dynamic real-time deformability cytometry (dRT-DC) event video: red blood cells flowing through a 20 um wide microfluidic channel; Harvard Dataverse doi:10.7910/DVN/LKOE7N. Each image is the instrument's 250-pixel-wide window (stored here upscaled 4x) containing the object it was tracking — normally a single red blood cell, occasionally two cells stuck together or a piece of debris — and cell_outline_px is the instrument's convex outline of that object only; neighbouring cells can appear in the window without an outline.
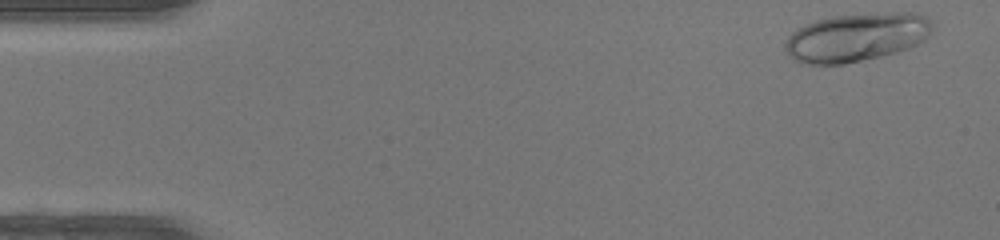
{"species": "human", "species_latin": "Homo sapiens", "temperature_condition": "warm", "stored_images_in_passage": 42, "camera_frame_rate_fps": 3000, "um_per_image_px": 0.085, "donor": {"sex": "female"}, "frame": {"image": 1, "passage_image": 1, "time_ms": 0.0, "image_size_px": [1000, 240], "cell_outline_px": [[932, 24], [928, 36], [924, 40], [908, 48], [896, 52], [880, 56], [844, 64], [804, 64], [796, 60], [784, 48], [784, 44], [788, 36], [792, 32], [804, 24], [816, 20], [832, 16], [892, 12], [912, 12], [924, 16]], "centroid_in_image_um": [72.77, 3.16], "position_along_channel_um": 12.2, "area_um2": 41.27}}
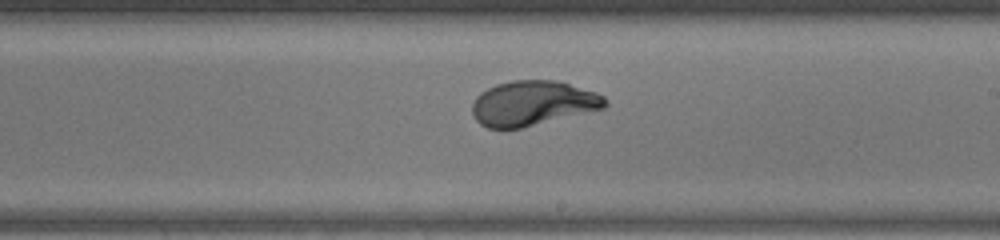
{"frame": {"image": 2, "passage_image": 26, "time_ms": 8.333, "image_size_px": [1000, 240], "cell_outline_px": [[608, 104], [604, 108], [520, 128], [488, 128], [480, 124], [476, 120], [472, 112], [472, 104], [476, 96], [480, 92], [496, 84], [512, 80], [556, 80], [596, 92], [604, 96], [608, 100]], "centroid_in_image_um": [45.27, 8.76], "position_along_channel_um": 243.7, "area_um2": 34.62}}
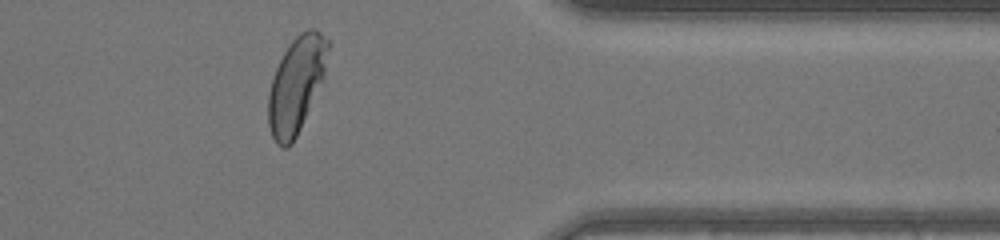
{"frame": {"image": 3, "passage_image": 37, "time_ms": 12.0, "image_size_px": [1000, 240], "cell_outline_px": [[332, 44], [324, 84], [292, 144], [288, 148], [280, 148], [276, 144], [272, 136], [268, 124], [268, 92], [276, 68], [284, 52], [292, 40], [300, 32], [308, 28], [316, 28], [332, 40]], "centroid_in_image_um": [25.27, 7.17], "position_along_channel_um": 386.1, "area_um2": 34.74}, "authors_computed_cell_mechanics": {"area_um2": 34.7956, "velocity_mm_per_s": 4.3517, "shape_relaxation_time_tau1_ms": 3.914, "shape_relaxation_time_tau2_ms": null, "deformation_change_tau1": 0.231, "deformation_change_tau2": null}}